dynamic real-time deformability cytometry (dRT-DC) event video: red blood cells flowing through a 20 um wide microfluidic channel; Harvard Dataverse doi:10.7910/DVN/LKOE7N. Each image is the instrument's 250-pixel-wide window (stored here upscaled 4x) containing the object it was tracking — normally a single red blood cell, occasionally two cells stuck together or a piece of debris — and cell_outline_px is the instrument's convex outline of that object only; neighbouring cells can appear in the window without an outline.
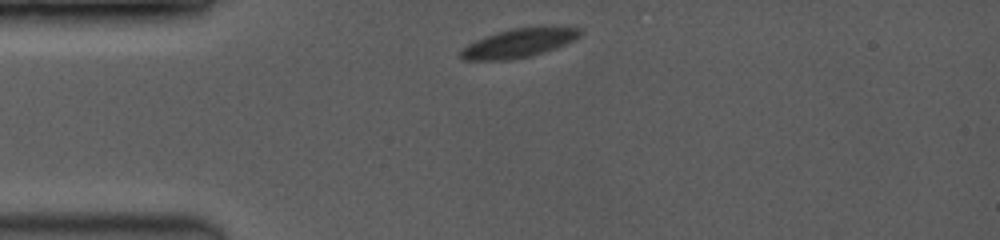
{"species": "common noctule bat (a hibernating species)", "species_latin": "Nyctalus noctula", "temperature_condition": "room temperature", "stored_images_in_passage": 11, "camera_frame_rate_fps": 3500, "um_per_image_px": 0.085, "animal": {"sex": "female", "body_mass_g": 19.0, "forearm_length_mm": 53.3}, "frame": {"image": 1, "passage_image": 1, "time_ms": 0.0, "image_size_px": [1000, 240], "cell_outline_px": [[580, 32], [572, 40], [552, 48], [528, 56], [508, 60], [464, 60], [460, 56], [460, 52], [468, 44], [484, 36], [508, 28], [544, 24], [552, 24], [576, 28]], "centroid_in_image_um": [44.05, 3.6], "position_along_channel_um": 40.9, "area_um2": 20.11}}
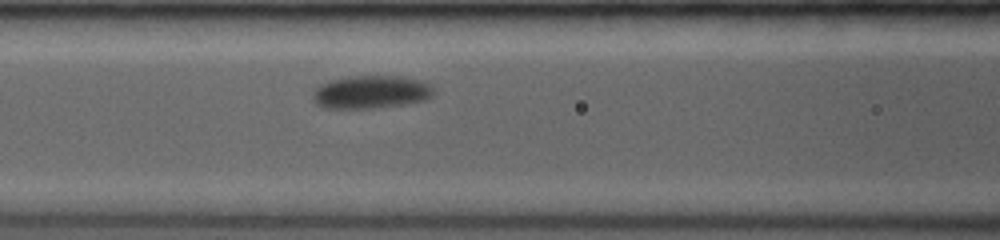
{"frame": {"image": 2, "passage_image": 7, "time_ms": 3.143, "image_size_px": [1000, 240], "cell_outline_px": [[432, 96], [424, 100], [408, 104], [372, 108], [324, 108], [316, 104], [312, 96], [312, 92], [320, 84], [328, 80], [348, 76], [400, 76], [420, 80], [432, 84]], "centroid_in_image_um": [31.51, 7.82], "position_along_channel_um": 135.1, "area_um2": 23.47}}
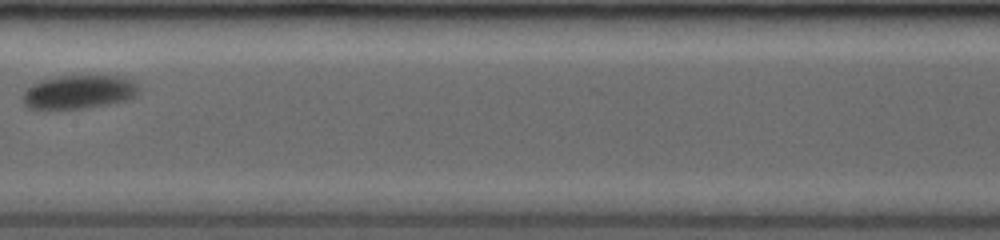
{"frame": {"image": 3, "passage_image": 10, "time_ms": 4.857, "image_size_px": [1000, 240], "cell_outline_px": [[140, 88], [136, 96], [132, 100], [84, 108], [28, 108], [24, 104], [24, 92], [32, 84], [56, 76], [124, 76], [132, 80]], "centroid_in_image_um": [6.79, 7.81], "position_along_channel_um": 200.6, "area_um2": 22.66}}